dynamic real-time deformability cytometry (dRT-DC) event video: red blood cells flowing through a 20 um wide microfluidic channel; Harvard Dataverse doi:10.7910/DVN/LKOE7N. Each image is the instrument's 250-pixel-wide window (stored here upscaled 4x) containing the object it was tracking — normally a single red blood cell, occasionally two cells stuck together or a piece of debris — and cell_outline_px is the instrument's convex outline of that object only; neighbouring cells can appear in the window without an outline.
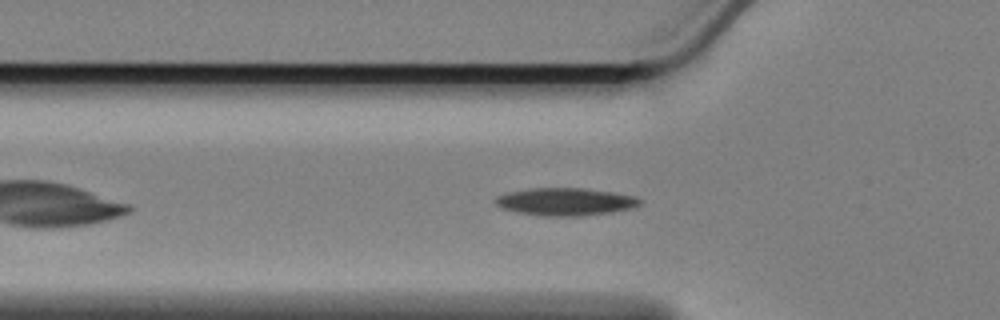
{"species": "Egyptian fruit bat (a non-hibernating species)", "species_latin": "Rousettus aegyptiacus", "temperature_condition": "cold", "stored_images_in_passage": 42, "camera_frame_rate_fps": 3000, "um_per_image_px": 0.085, "animal": {"sex": "female"}, "frame": {"image": 1, "passage_image": 9, "time_ms": 2.667, "image_size_px": [1000, 320], "cell_outline_px": [[640, 204], [632, 208], [612, 212], [580, 216], [540, 216], [516, 212], [500, 208], [492, 200], [496, 196], [508, 192], [528, 188], [584, 188], [612, 192], [636, 196], [640, 200]], "centroid_in_image_um": [48.0, 17.15], "position_along_channel_um": 77.8, "area_um2": 23.47}}
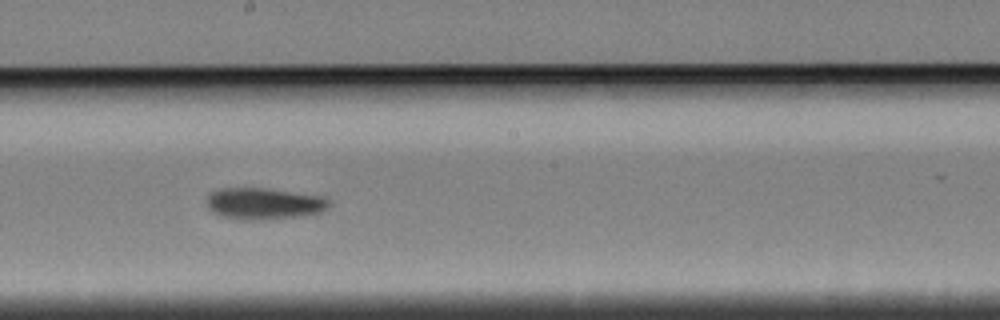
{"frame": {"image": 2, "passage_image": 22, "time_ms": 7.0, "image_size_px": [1000, 320], "cell_outline_px": [[328, 208], [320, 212], [304, 216], [260, 220], [244, 220], [220, 216], [212, 212], [208, 208], [208, 192], [216, 188], [268, 188], [324, 196], [328, 200]], "centroid_in_image_um": [22.41, 17.3], "position_along_channel_um": 225.8, "area_um2": 22.83}}
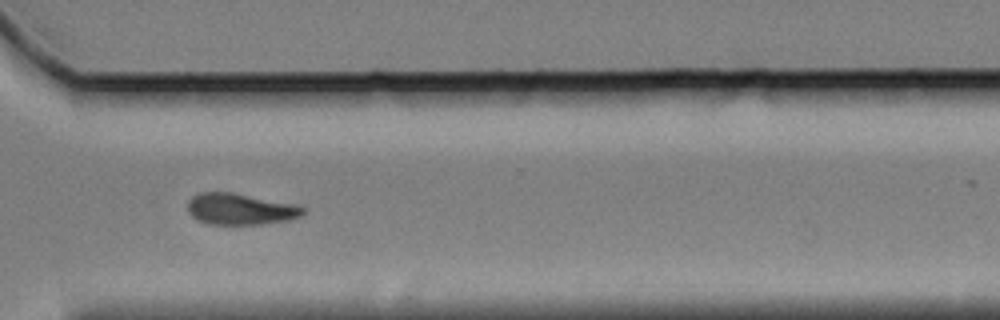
{"frame": {"image": 3, "passage_image": 33, "time_ms": 10.667, "image_size_px": [1000, 320], "cell_outline_px": [[304, 212], [300, 216], [292, 220], [260, 224], [208, 224], [196, 220], [188, 212], [188, 200], [192, 196], [200, 192], [232, 192], [300, 204], [304, 208]], "centroid_in_image_um": [20.45, 17.76], "position_along_channel_um": 350.2, "area_um2": 21.44}, "authors_computed_cell_mechanics": {"area_um2": 21.8195, "velocity_mm_per_s": 3.3931, "shape_relaxation_time_tau1_ms": 3.7883, "shape_relaxation_time_tau2_ms": null, "deformation_change_tau1": 0.1046, "deformation_change_tau2": null}}